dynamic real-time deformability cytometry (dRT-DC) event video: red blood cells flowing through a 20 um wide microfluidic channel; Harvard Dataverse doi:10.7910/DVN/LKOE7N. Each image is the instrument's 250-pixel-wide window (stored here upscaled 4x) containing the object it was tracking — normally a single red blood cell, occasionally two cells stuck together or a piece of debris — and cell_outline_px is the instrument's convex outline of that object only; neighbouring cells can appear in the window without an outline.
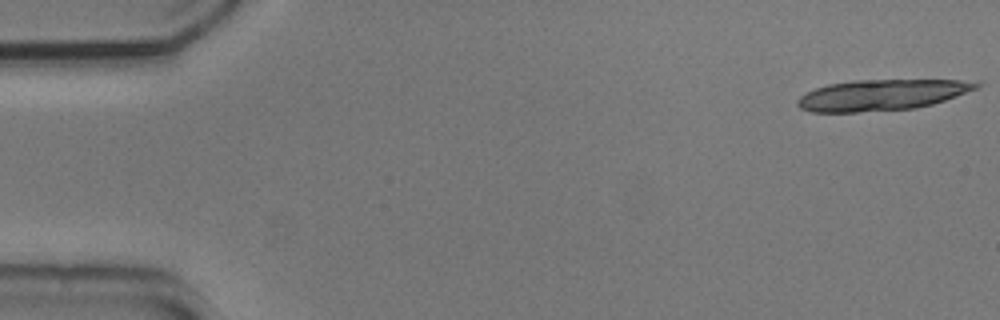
{"species": "common noctule bat (a hibernating species)", "species_latin": "Nyctalus noctula", "temperature_condition": "cold", "stored_images_in_passage": 17, "camera_frame_rate_fps": 3000, "um_per_image_px": 0.085, "animal": {"sex": "male", "body_mass_g": 20.5, "forearm_length_mm": 52.5}, "frame": {"image": 1, "passage_image": 1, "time_ms": 0.0, "image_size_px": [1000, 320], "cell_outline_px": [[984, 80], [980, 88], [932, 104], [916, 108], [856, 112], [812, 112], [800, 108], [796, 104], [796, 100], [800, 96], [816, 88], [828, 84], [852, 80]], "centroid_in_image_um": [75.01, 8.06], "position_along_channel_um": 10.0, "area_um2": 32.43}}